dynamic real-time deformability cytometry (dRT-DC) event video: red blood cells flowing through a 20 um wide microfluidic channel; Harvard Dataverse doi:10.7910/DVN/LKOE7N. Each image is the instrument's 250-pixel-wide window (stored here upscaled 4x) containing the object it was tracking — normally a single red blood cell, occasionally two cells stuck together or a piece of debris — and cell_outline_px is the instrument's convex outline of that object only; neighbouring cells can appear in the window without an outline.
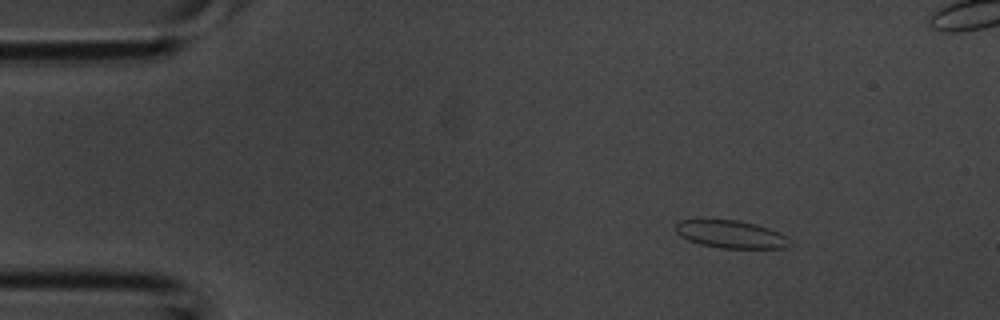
{"species": "common noctule bat (a hibernating species)", "species_latin": "Nyctalus noctula", "temperature_condition": "room temperature", "stored_images_in_passage": 4, "camera_frame_rate_fps": 3000, "um_per_image_px": 0.085, "animal": {"sex": "male", "body_mass_g": 20.1, "forearm_length_mm": 53.5}, "frame": {"image": 1, "passage_image": 1, "time_ms": 0.0, "image_size_px": [1000, 320], "cell_outline_px": [[792, 244], [784, 248], [720, 248], [700, 244], [688, 240], [680, 236], [676, 232], [676, 224], [680, 220], [740, 220], [756, 224], [768, 228], [788, 236], [792, 240]], "centroid_in_image_um": [62.17, 19.92], "position_along_channel_um": 22.8, "area_um2": 18.5}}